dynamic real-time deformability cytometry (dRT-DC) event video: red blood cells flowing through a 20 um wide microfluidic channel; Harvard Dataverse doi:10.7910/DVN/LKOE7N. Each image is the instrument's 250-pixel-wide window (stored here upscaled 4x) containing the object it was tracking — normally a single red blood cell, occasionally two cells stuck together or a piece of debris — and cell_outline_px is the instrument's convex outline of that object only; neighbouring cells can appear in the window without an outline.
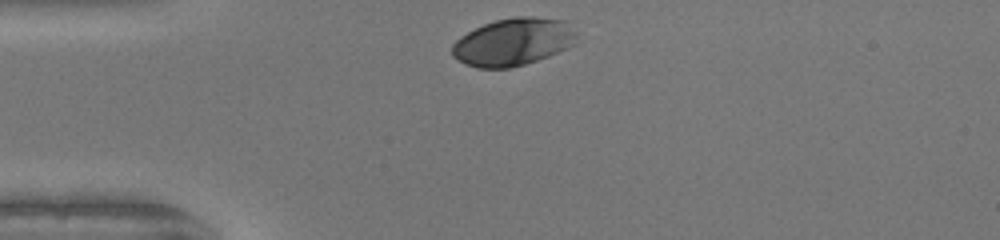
{"species": "human", "species_latin": "Homo sapiens", "temperature_condition": "warm", "stored_images_in_passage": 28, "camera_frame_rate_fps": 3000, "um_per_image_px": 0.085, "donor": {"sex": "female"}, "frame": {"image": 1, "passage_image": 1, "time_ms": 0.0, "image_size_px": [1000, 240], "cell_outline_px": [[576, 44], [568, 48], [548, 56], [524, 64], [508, 68], [476, 68], [464, 64], [452, 56], [452, 44], [460, 36], [484, 24], [496, 20], [512, 16], [532, 16], [564, 20], [576, 32]], "centroid_in_image_um": [43.62, 3.56], "position_along_channel_um": 41.4, "area_um2": 34.62}}
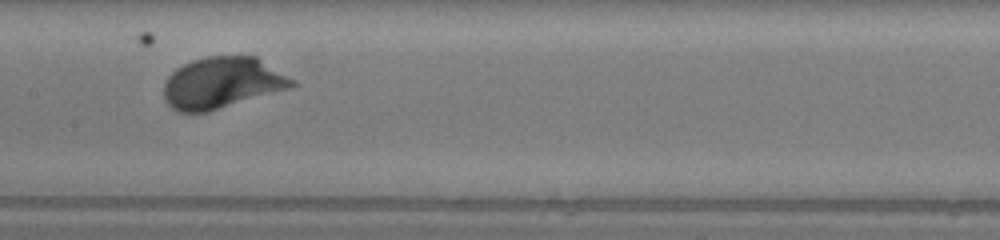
{"frame": {"image": 2, "passage_image": 14, "time_ms": 4.333, "image_size_px": [1000, 240], "cell_outline_px": [[300, 84], [288, 88], [208, 112], [176, 112], [164, 100], [164, 84], [168, 76], [176, 68], [192, 60], [208, 56], [256, 56], [296, 80]], "centroid_in_image_um": [18.88, 7.04], "position_along_channel_um": 188.5, "area_um2": 38.32}}
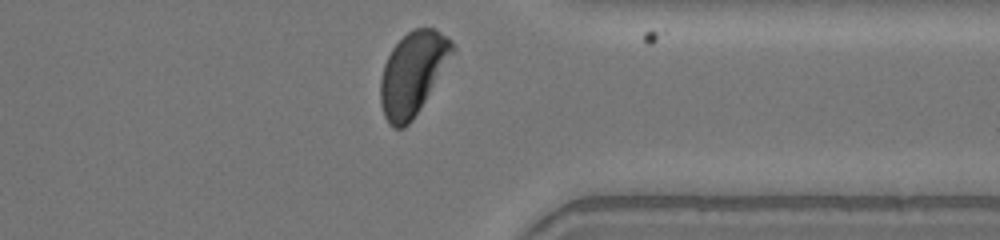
{"frame": {"image": 3, "passage_image": 28, "time_ms": 9.0, "image_size_px": [1000, 240], "cell_outline_px": [[456, 48], [412, 120], [404, 128], [392, 128], [388, 124], [384, 116], [380, 104], [380, 80], [384, 64], [392, 48], [408, 32], [416, 28], [436, 28], [452, 40]], "centroid_in_image_um": [35.06, 6.24], "position_along_channel_um": 376.3, "area_um2": 34.33}, "authors_computed_cell_mechanics": {"area_um2": 36.6163, "velocity_mm_per_s": 4.1186, "shape_relaxation_time_tau1_ms": 2.2659, "shape_relaxation_time_tau2_ms": null, "deformation_change_tau1": 0.1698, "deformation_change_tau2": null}}